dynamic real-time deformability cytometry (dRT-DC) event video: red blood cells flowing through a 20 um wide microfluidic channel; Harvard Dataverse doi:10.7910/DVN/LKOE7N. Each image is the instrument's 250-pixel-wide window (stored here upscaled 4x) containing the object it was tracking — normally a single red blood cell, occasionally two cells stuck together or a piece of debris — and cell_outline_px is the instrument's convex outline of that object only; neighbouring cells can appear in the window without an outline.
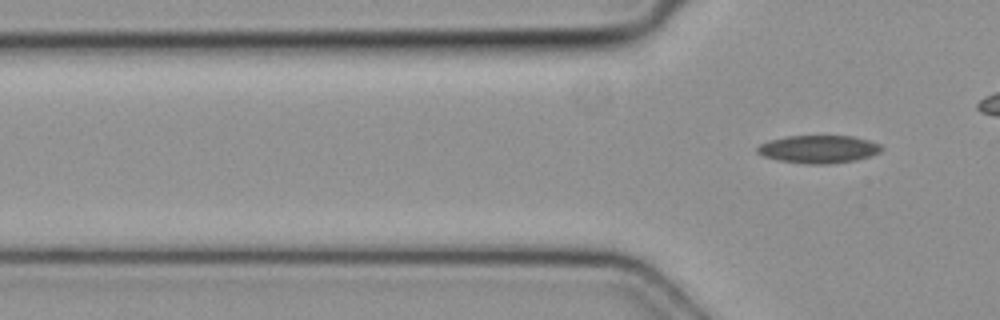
{"species": "common noctule bat (a hibernating species)", "species_latin": "Nyctalus noctula", "temperature_condition": "cold", "stored_images_in_passage": 4, "camera_frame_rate_fps": 3000, "um_per_image_px": 0.085, "animal": {"sex": "female", "body_mass_g": 19.3, "forearm_length_mm": 54.1}, "frame": {"image": 1, "passage_image": 4, "time_ms": 1.0, "image_size_px": [1000, 320], "cell_outline_px": [[884, 148], [880, 152], [856, 160], [828, 164], [808, 164], [776, 160], [764, 156], [756, 152], [756, 148], [760, 144], [768, 140], [784, 136], [852, 136], [868, 140], [880, 144]], "centroid_in_image_um": [69.55, 12.68], "position_along_channel_um": 56.3, "area_um2": 20.23}}